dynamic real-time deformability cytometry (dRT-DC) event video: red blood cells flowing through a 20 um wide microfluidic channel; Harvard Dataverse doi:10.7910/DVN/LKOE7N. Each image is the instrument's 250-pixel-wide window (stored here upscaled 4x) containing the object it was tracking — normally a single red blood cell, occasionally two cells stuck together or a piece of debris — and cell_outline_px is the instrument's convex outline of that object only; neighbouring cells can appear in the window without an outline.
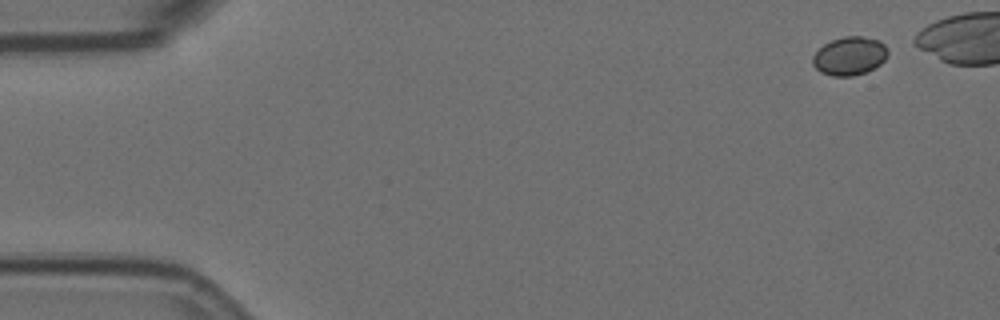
{"species": "Egyptian fruit bat (a non-hibernating species)", "species_latin": "Rousettus aegyptiacus", "temperature_condition": "room temperature", "stored_images_in_passage": 6, "camera_frame_rate_fps": 3000, "um_per_image_px": 0.085, "animal": {"sex": "female"}, "frame": {"image": 1, "passage_image": 1, "time_ms": 0.0, "image_size_px": [1000, 320], "cell_outline_px": [[888, 56], [880, 64], [864, 72], [852, 76], [832, 76], [820, 72], [812, 64], [812, 56], [824, 44], [832, 40], [844, 36], [860, 36], [880, 40], [888, 48]], "centroid_in_image_um": [72.21, 4.75], "position_along_channel_um": 12.8, "area_um2": 16.82}}
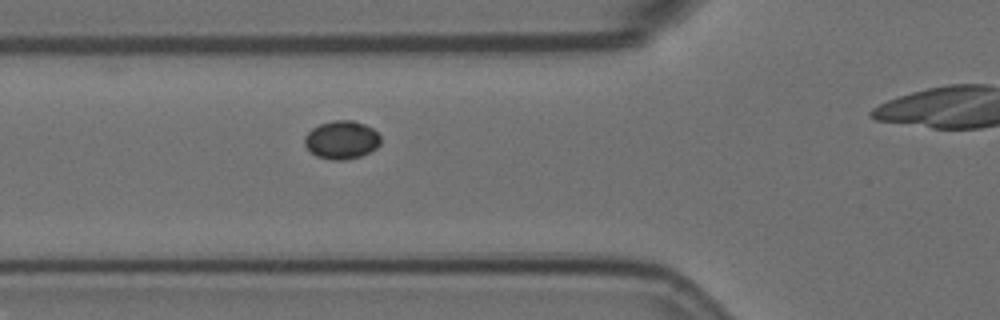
{"frame": {"image": 2, "passage_image": 6, "time_ms": 1.667, "image_size_px": [1000, 320], "cell_outline_px": [[380, 144], [376, 148], [360, 156], [348, 160], [332, 160], [316, 156], [304, 144], [304, 136], [312, 128], [320, 124], [332, 120], [352, 120], [364, 124], [372, 128], [380, 136]], "centroid_in_image_um": [29.03, 11.89], "position_along_channel_um": 96.8, "area_um2": 16.94}}